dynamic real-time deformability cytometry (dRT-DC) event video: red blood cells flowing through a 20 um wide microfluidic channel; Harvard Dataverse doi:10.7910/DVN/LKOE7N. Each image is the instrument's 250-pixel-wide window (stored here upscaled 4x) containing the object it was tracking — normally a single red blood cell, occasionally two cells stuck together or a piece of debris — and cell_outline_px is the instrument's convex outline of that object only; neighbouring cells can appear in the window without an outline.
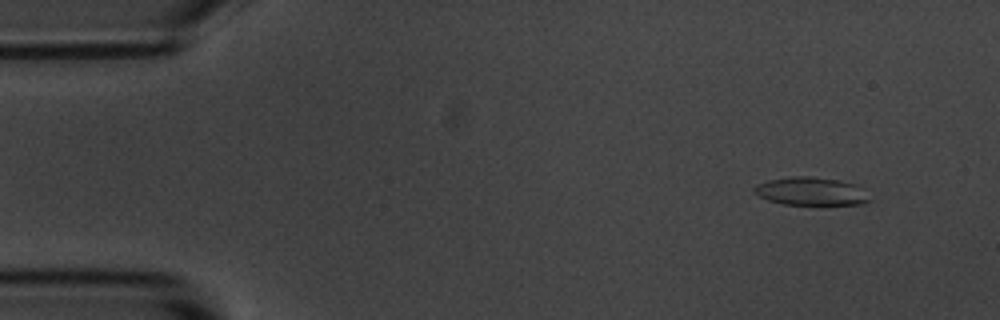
{"species": "common noctule bat (a hibernating species)", "species_latin": "Nyctalus noctula", "temperature_condition": "room temperature", "stored_images_in_passage": 4, "camera_frame_rate_fps": 3000, "um_per_image_px": 0.085, "animal": {"sex": "male", "body_mass_g": 20.1, "forearm_length_mm": 53.5}, "frame": {"image": 1, "passage_image": 1, "time_ms": 0.0, "image_size_px": [1000, 320], "cell_outline_px": [[872, 200], [860, 204], [784, 204], [768, 200], [752, 192], [752, 188], [756, 184], [768, 180], [796, 176], [808, 176], [840, 180], [856, 184], [864, 188]], "centroid_in_image_um": [68.96, 16.25], "position_along_channel_um": 16.0, "area_um2": 18.96}}
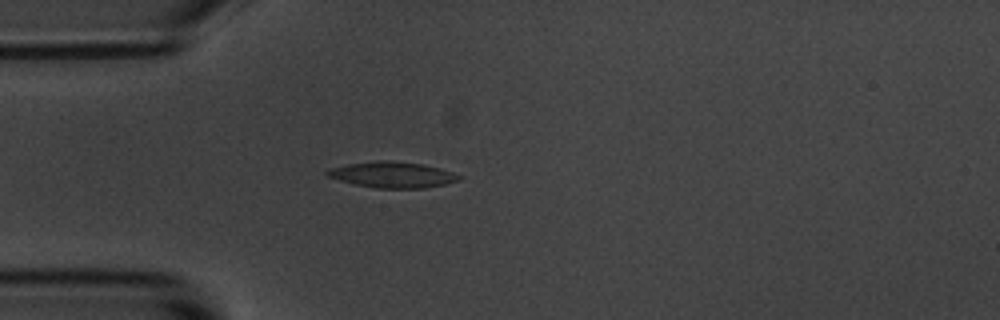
{"frame": {"image": 2, "passage_image": 4, "time_ms": 3.333, "image_size_px": [1000, 320], "cell_outline_px": [[460, 176], [456, 180], [444, 184], [424, 188], [376, 188], [356, 184], [340, 180], [328, 176], [324, 172], [332, 168], [348, 164], [380, 160], [392, 160], [424, 164], [440, 168], [452, 172]], "centroid_in_image_um": [33.35, 14.84], "position_along_channel_um": 51.7, "area_um2": 19.59}}